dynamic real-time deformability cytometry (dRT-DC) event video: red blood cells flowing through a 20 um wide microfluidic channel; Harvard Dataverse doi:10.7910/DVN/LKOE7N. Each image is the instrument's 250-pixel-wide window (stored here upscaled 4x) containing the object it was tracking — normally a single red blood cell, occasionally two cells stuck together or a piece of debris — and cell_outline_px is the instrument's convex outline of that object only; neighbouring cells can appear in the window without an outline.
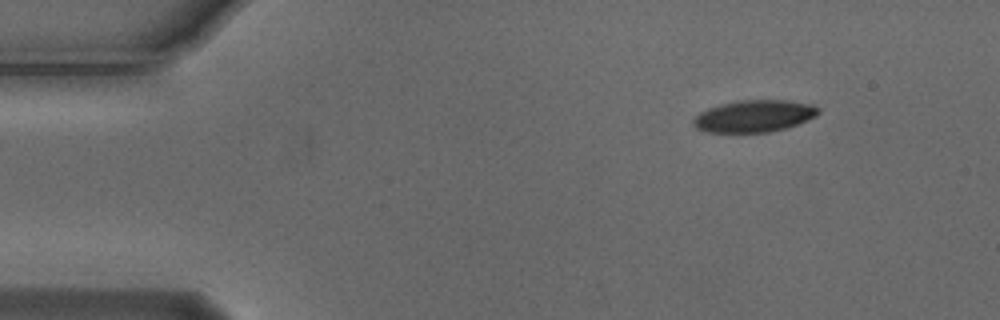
{"species": "Egyptian fruit bat (a non-hibernating species)", "species_latin": "Rousettus aegyptiacus", "temperature_condition": "cold", "stored_images_in_passage": 49, "camera_frame_rate_fps": 3000, "um_per_image_px": 0.085, "animal": {"sex": "male"}, "frame": {"image": 1, "passage_image": 1, "time_ms": 0.0, "image_size_px": [1000, 320], "cell_outline_px": [[820, 112], [816, 116], [808, 120], [788, 128], [768, 132], [704, 132], [696, 128], [692, 124], [692, 120], [700, 112], [708, 108], [720, 104], [740, 100], [788, 100], [816, 104], [820, 108]], "centroid_in_image_um": [64.14, 9.86], "position_along_channel_um": 20.9, "area_um2": 23.64}}
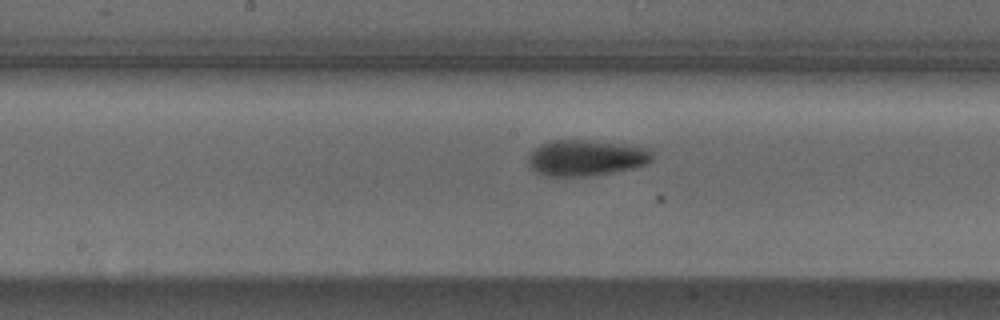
{"frame": {"image": 2, "passage_image": 22, "time_ms": 7.0, "image_size_px": [1000, 320], "cell_outline_px": [[652, 160], [648, 164], [632, 168], [612, 172], [584, 176], [548, 176], [536, 172], [528, 164], [528, 156], [540, 144], [552, 140], [592, 140], [652, 148]], "centroid_in_image_um": [49.84, 13.4], "position_along_channel_um": 198.4, "area_um2": 26.01}}
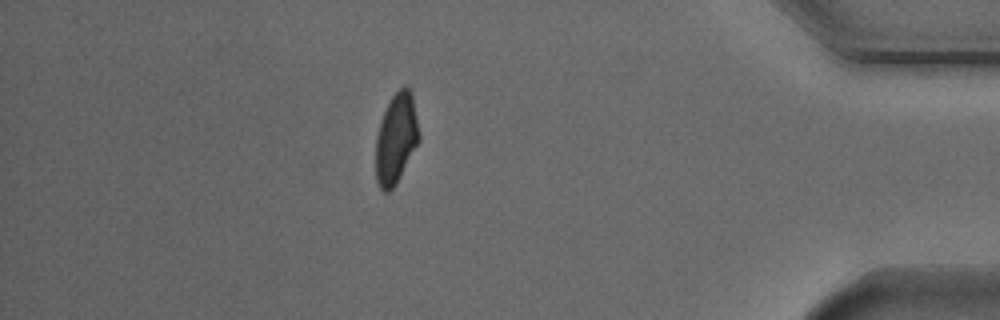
{"frame": {"image": 3, "passage_image": 42, "time_ms": 13.667, "image_size_px": [1000, 320], "cell_outline_px": [[420, 140], [396, 184], [388, 192], [384, 192], [380, 188], [376, 180], [376, 136], [384, 112], [392, 96], [404, 84], [412, 92], [420, 132]], "centroid_in_image_um": [33.69, 11.77], "position_along_channel_um": 401.5, "area_um2": 22.77}, "authors_computed_cell_mechanics": {"area_um2": 24.7384, "velocity_mm_per_s": 3.7141, "shape_relaxation_time_tau1_ms": 3.9801, "shape_relaxation_time_tau2_ms": 5.1262, "deformation_change_tau1": 0.1496, "deformation_change_tau2": 0.1048}}